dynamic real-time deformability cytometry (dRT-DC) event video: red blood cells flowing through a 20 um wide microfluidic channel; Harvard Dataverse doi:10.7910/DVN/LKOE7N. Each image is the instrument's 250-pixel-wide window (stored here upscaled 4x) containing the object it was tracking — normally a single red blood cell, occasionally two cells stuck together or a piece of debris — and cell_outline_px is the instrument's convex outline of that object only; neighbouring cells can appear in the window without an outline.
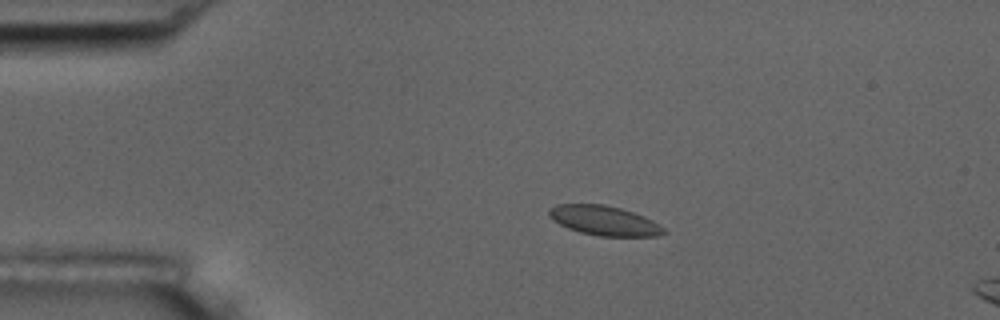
{"species": "common noctule bat (a hibernating species)", "species_latin": "Nyctalus noctula", "temperature_condition": "room temperature", "stored_images_in_passage": 4, "camera_frame_rate_fps": 3000, "um_per_image_px": 0.085, "animal": {"sex": "male", "body_mass_g": 17.5, "forearm_length_mm": 52.3}, "frame": {"image": 1, "passage_image": 2, "time_ms": 1.0, "image_size_px": [1000, 320], "cell_outline_px": [[668, 232], [656, 236], [600, 236], [580, 232], [568, 228], [552, 220], [548, 216], [548, 208], [556, 204], [604, 204], [620, 208], [644, 216], [660, 224]], "centroid_in_image_um": [51.34, 18.74], "position_along_channel_um": 33.7, "area_um2": 19.88}}